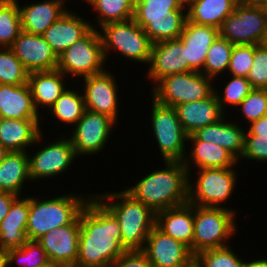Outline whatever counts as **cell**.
<instances>
[{
  "instance_id": "cell-47",
  "label": "cell",
  "mask_w": 267,
  "mask_h": 267,
  "mask_svg": "<svg viewBox=\"0 0 267 267\" xmlns=\"http://www.w3.org/2000/svg\"><path fill=\"white\" fill-rule=\"evenodd\" d=\"M248 129L249 130H246L245 134H253L267 138V115L250 123V127Z\"/></svg>"
},
{
  "instance_id": "cell-45",
  "label": "cell",
  "mask_w": 267,
  "mask_h": 267,
  "mask_svg": "<svg viewBox=\"0 0 267 267\" xmlns=\"http://www.w3.org/2000/svg\"><path fill=\"white\" fill-rule=\"evenodd\" d=\"M109 267H153L142 250H126Z\"/></svg>"
},
{
  "instance_id": "cell-4",
  "label": "cell",
  "mask_w": 267,
  "mask_h": 267,
  "mask_svg": "<svg viewBox=\"0 0 267 267\" xmlns=\"http://www.w3.org/2000/svg\"><path fill=\"white\" fill-rule=\"evenodd\" d=\"M82 195L71 192L47 200L29 196L27 239L37 240L55 228L72 224L88 200V195Z\"/></svg>"
},
{
  "instance_id": "cell-15",
  "label": "cell",
  "mask_w": 267,
  "mask_h": 267,
  "mask_svg": "<svg viewBox=\"0 0 267 267\" xmlns=\"http://www.w3.org/2000/svg\"><path fill=\"white\" fill-rule=\"evenodd\" d=\"M83 79L85 109L109 116L117 123L119 92L114 75L106 69Z\"/></svg>"
},
{
  "instance_id": "cell-51",
  "label": "cell",
  "mask_w": 267,
  "mask_h": 267,
  "mask_svg": "<svg viewBox=\"0 0 267 267\" xmlns=\"http://www.w3.org/2000/svg\"><path fill=\"white\" fill-rule=\"evenodd\" d=\"M9 152L10 151L0 143V163L6 158Z\"/></svg>"
},
{
  "instance_id": "cell-2",
  "label": "cell",
  "mask_w": 267,
  "mask_h": 267,
  "mask_svg": "<svg viewBox=\"0 0 267 267\" xmlns=\"http://www.w3.org/2000/svg\"><path fill=\"white\" fill-rule=\"evenodd\" d=\"M164 162L163 169L151 171L134 186L125 189L154 213L188 202V171L183 161Z\"/></svg>"
},
{
  "instance_id": "cell-5",
  "label": "cell",
  "mask_w": 267,
  "mask_h": 267,
  "mask_svg": "<svg viewBox=\"0 0 267 267\" xmlns=\"http://www.w3.org/2000/svg\"><path fill=\"white\" fill-rule=\"evenodd\" d=\"M183 0H136L133 20L152 43L178 39L187 21Z\"/></svg>"
},
{
  "instance_id": "cell-40",
  "label": "cell",
  "mask_w": 267,
  "mask_h": 267,
  "mask_svg": "<svg viewBox=\"0 0 267 267\" xmlns=\"http://www.w3.org/2000/svg\"><path fill=\"white\" fill-rule=\"evenodd\" d=\"M230 78L227 85L224 86V92L222 94L218 93L219 91L214 87V93L224 112H226L225 108L227 109V105L237 107L253 90L247 78L235 76H230Z\"/></svg>"
},
{
  "instance_id": "cell-54",
  "label": "cell",
  "mask_w": 267,
  "mask_h": 267,
  "mask_svg": "<svg viewBox=\"0 0 267 267\" xmlns=\"http://www.w3.org/2000/svg\"><path fill=\"white\" fill-rule=\"evenodd\" d=\"M262 45L267 48V32H266L265 40H264Z\"/></svg>"
},
{
  "instance_id": "cell-43",
  "label": "cell",
  "mask_w": 267,
  "mask_h": 267,
  "mask_svg": "<svg viewBox=\"0 0 267 267\" xmlns=\"http://www.w3.org/2000/svg\"><path fill=\"white\" fill-rule=\"evenodd\" d=\"M254 63L247 80L253 89H267V48L263 45H254Z\"/></svg>"
},
{
  "instance_id": "cell-29",
  "label": "cell",
  "mask_w": 267,
  "mask_h": 267,
  "mask_svg": "<svg viewBox=\"0 0 267 267\" xmlns=\"http://www.w3.org/2000/svg\"><path fill=\"white\" fill-rule=\"evenodd\" d=\"M29 214V197L19 196L11 205L9 213L0 222V247L13 249L27 241L26 228Z\"/></svg>"
},
{
  "instance_id": "cell-18",
  "label": "cell",
  "mask_w": 267,
  "mask_h": 267,
  "mask_svg": "<svg viewBox=\"0 0 267 267\" xmlns=\"http://www.w3.org/2000/svg\"><path fill=\"white\" fill-rule=\"evenodd\" d=\"M10 49L29 72L57 69L58 57L42 35L22 30Z\"/></svg>"
},
{
  "instance_id": "cell-53",
  "label": "cell",
  "mask_w": 267,
  "mask_h": 267,
  "mask_svg": "<svg viewBox=\"0 0 267 267\" xmlns=\"http://www.w3.org/2000/svg\"><path fill=\"white\" fill-rule=\"evenodd\" d=\"M187 267H200L196 262L195 260L190 264L188 265Z\"/></svg>"
},
{
  "instance_id": "cell-36",
  "label": "cell",
  "mask_w": 267,
  "mask_h": 267,
  "mask_svg": "<svg viewBox=\"0 0 267 267\" xmlns=\"http://www.w3.org/2000/svg\"><path fill=\"white\" fill-rule=\"evenodd\" d=\"M21 31L18 1L9 0L0 7V48H10Z\"/></svg>"
},
{
  "instance_id": "cell-10",
  "label": "cell",
  "mask_w": 267,
  "mask_h": 267,
  "mask_svg": "<svg viewBox=\"0 0 267 267\" xmlns=\"http://www.w3.org/2000/svg\"><path fill=\"white\" fill-rule=\"evenodd\" d=\"M105 62L100 32L93 28L61 54L57 69L65 76L84 78L105 71Z\"/></svg>"
},
{
  "instance_id": "cell-50",
  "label": "cell",
  "mask_w": 267,
  "mask_h": 267,
  "mask_svg": "<svg viewBox=\"0 0 267 267\" xmlns=\"http://www.w3.org/2000/svg\"><path fill=\"white\" fill-rule=\"evenodd\" d=\"M7 249L0 247V267H8Z\"/></svg>"
},
{
  "instance_id": "cell-13",
  "label": "cell",
  "mask_w": 267,
  "mask_h": 267,
  "mask_svg": "<svg viewBox=\"0 0 267 267\" xmlns=\"http://www.w3.org/2000/svg\"><path fill=\"white\" fill-rule=\"evenodd\" d=\"M114 125L117 123L109 116L85 110L69 138L77 157L101 152L108 143Z\"/></svg>"
},
{
  "instance_id": "cell-37",
  "label": "cell",
  "mask_w": 267,
  "mask_h": 267,
  "mask_svg": "<svg viewBox=\"0 0 267 267\" xmlns=\"http://www.w3.org/2000/svg\"><path fill=\"white\" fill-rule=\"evenodd\" d=\"M29 73L10 48H0V84H27Z\"/></svg>"
},
{
  "instance_id": "cell-12",
  "label": "cell",
  "mask_w": 267,
  "mask_h": 267,
  "mask_svg": "<svg viewBox=\"0 0 267 267\" xmlns=\"http://www.w3.org/2000/svg\"><path fill=\"white\" fill-rule=\"evenodd\" d=\"M151 126L163 161H183L188 135L180 124L174 107L158 103L152 98Z\"/></svg>"
},
{
  "instance_id": "cell-21",
  "label": "cell",
  "mask_w": 267,
  "mask_h": 267,
  "mask_svg": "<svg viewBox=\"0 0 267 267\" xmlns=\"http://www.w3.org/2000/svg\"><path fill=\"white\" fill-rule=\"evenodd\" d=\"M79 14L69 9L61 15L43 34L45 41L51 46L59 58L71 45L85 37L93 28L90 21L83 20Z\"/></svg>"
},
{
  "instance_id": "cell-31",
  "label": "cell",
  "mask_w": 267,
  "mask_h": 267,
  "mask_svg": "<svg viewBox=\"0 0 267 267\" xmlns=\"http://www.w3.org/2000/svg\"><path fill=\"white\" fill-rule=\"evenodd\" d=\"M237 4V0H190L186 4L187 21L220 29Z\"/></svg>"
},
{
  "instance_id": "cell-44",
  "label": "cell",
  "mask_w": 267,
  "mask_h": 267,
  "mask_svg": "<svg viewBox=\"0 0 267 267\" xmlns=\"http://www.w3.org/2000/svg\"><path fill=\"white\" fill-rule=\"evenodd\" d=\"M267 162V138L245 134L244 152L241 159Z\"/></svg>"
},
{
  "instance_id": "cell-9",
  "label": "cell",
  "mask_w": 267,
  "mask_h": 267,
  "mask_svg": "<svg viewBox=\"0 0 267 267\" xmlns=\"http://www.w3.org/2000/svg\"><path fill=\"white\" fill-rule=\"evenodd\" d=\"M234 169H198L195 183L188 176V203L202 207H224L222 205L229 200L237 185L238 172Z\"/></svg>"
},
{
  "instance_id": "cell-35",
  "label": "cell",
  "mask_w": 267,
  "mask_h": 267,
  "mask_svg": "<svg viewBox=\"0 0 267 267\" xmlns=\"http://www.w3.org/2000/svg\"><path fill=\"white\" fill-rule=\"evenodd\" d=\"M233 47L234 44L219 35L210 45L201 73L213 80L225 74L223 71L228 70Z\"/></svg>"
},
{
  "instance_id": "cell-56",
  "label": "cell",
  "mask_w": 267,
  "mask_h": 267,
  "mask_svg": "<svg viewBox=\"0 0 267 267\" xmlns=\"http://www.w3.org/2000/svg\"><path fill=\"white\" fill-rule=\"evenodd\" d=\"M185 2V4H187L190 0H183Z\"/></svg>"
},
{
  "instance_id": "cell-22",
  "label": "cell",
  "mask_w": 267,
  "mask_h": 267,
  "mask_svg": "<svg viewBox=\"0 0 267 267\" xmlns=\"http://www.w3.org/2000/svg\"><path fill=\"white\" fill-rule=\"evenodd\" d=\"M174 108L187 135L193 134L199 128L217 123L227 116L221 109L215 93L206 99L179 104Z\"/></svg>"
},
{
  "instance_id": "cell-23",
  "label": "cell",
  "mask_w": 267,
  "mask_h": 267,
  "mask_svg": "<svg viewBox=\"0 0 267 267\" xmlns=\"http://www.w3.org/2000/svg\"><path fill=\"white\" fill-rule=\"evenodd\" d=\"M39 120L0 118V143L9 151H28L44 136Z\"/></svg>"
},
{
  "instance_id": "cell-14",
  "label": "cell",
  "mask_w": 267,
  "mask_h": 267,
  "mask_svg": "<svg viewBox=\"0 0 267 267\" xmlns=\"http://www.w3.org/2000/svg\"><path fill=\"white\" fill-rule=\"evenodd\" d=\"M55 142L48 143L45 147H40L38 152L28 155L29 176L31 181L55 177L68 170L72 162L76 159V153L72 142L65 135Z\"/></svg>"
},
{
  "instance_id": "cell-39",
  "label": "cell",
  "mask_w": 267,
  "mask_h": 267,
  "mask_svg": "<svg viewBox=\"0 0 267 267\" xmlns=\"http://www.w3.org/2000/svg\"><path fill=\"white\" fill-rule=\"evenodd\" d=\"M231 246L208 249L195 256L200 267H245V260L233 252Z\"/></svg>"
},
{
  "instance_id": "cell-24",
  "label": "cell",
  "mask_w": 267,
  "mask_h": 267,
  "mask_svg": "<svg viewBox=\"0 0 267 267\" xmlns=\"http://www.w3.org/2000/svg\"><path fill=\"white\" fill-rule=\"evenodd\" d=\"M155 226L164 234L184 243L192 252L194 205L187 202L156 213Z\"/></svg>"
},
{
  "instance_id": "cell-46",
  "label": "cell",
  "mask_w": 267,
  "mask_h": 267,
  "mask_svg": "<svg viewBox=\"0 0 267 267\" xmlns=\"http://www.w3.org/2000/svg\"><path fill=\"white\" fill-rule=\"evenodd\" d=\"M19 196L11 192H2L0 191V222L6 217L9 213L12 203Z\"/></svg>"
},
{
  "instance_id": "cell-49",
  "label": "cell",
  "mask_w": 267,
  "mask_h": 267,
  "mask_svg": "<svg viewBox=\"0 0 267 267\" xmlns=\"http://www.w3.org/2000/svg\"><path fill=\"white\" fill-rule=\"evenodd\" d=\"M245 267H267V259L262 258V259H255V260H250V262H247L246 260V264Z\"/></svg>"
},
{
  "instance_id": "cell-26",
  "label": "cell",
  "mask_w": 267,
  "mask_h": 267,
  "mask_svg": "<svg viewBox=\"0 0 267 267\" xmlns=\"http://www.w3.org/2000/svg\"><path fill=\"white\" fill-rule=\"evenodd\" d=\"M18 7L23 31L42 35L68 9L63 0H45Z\"/></svg>"
},
{
  "instance_id": "cell-3",
  "label": "cell",
  "mask_w": 267,
  "mask_h": 267,
  "mask_svg": "<svg viewBox=\"0 0 267 267\" xmlns=\"http://www.w3.org/2000/svg\"><path fill=\"white\" fill-rule=\"evenodd\" d=\"M94 195L117 218L123 247L126 250H142L155 227L156 213L126 190Z\"/></svg>"
},
{
  "instance_id": "cell-16",
  "label": "cell",
  "mask_w": 267,
  "mask_h": 267,
  "mask_svg": "<svg viewBox=\"0 0 267 267\" xmlns=\"http://www.w3.org/2000/svg\"><path fill=\"white\" fill-rule=\"evenodd\" d=\"M142 251L153 267H187L195 260L188 246L156 226L149 233Z\"/></svg>"
},
{
  "instance_id": "cell-25",
  "label": "cell",
  "mask_w": 267,
  "mask_h": 267,
  "mask_svg": "<svg viewBox=\"0 0 267 267\" xmlns=\"http://www.w3.org/2000/svg\"><path fill=\"white\" fill-rule=\"evenodd\" d=\"M188 141L192 144L191 152L189 156L186 152L183 160L188 176L191 175L190 168H192V165L197 169L232 168L238 163V160L229 151L217 144L197 140L192 134L188 135Z\"/></svg>"
},
{
  "instance_id": "cell-38",
  "label": "cell",
  "mask_w": 267,
  "mask_h": 267,
  "mask_svg": "<svg viewBox=\"0 0 267 267\" xmlns=\"http://www.w3.org/2000/svg\"><path fill=\"white\" fill-rule=\"evenodd\" d=\"M7 262L8 267L14 262L21 267H41L46 265L49 260L37 240H28L23 246L7 251Z\"/></svg>"
},
{
  "instance_id": "cell-27",
  "label": "cell",
  "mask_w": 267,
  "mask_h": 267,
  "mask_svg": "<svg viewBox=\"0 0 267 267\" xmlns=\"http://www.w3.org/2000/svg\"><path fill=\"white\" fill-rule=\"evenodd\" d=\"M29 84H0V118L40 119Z\"/></svg>"
},
{
  "instance_id": "cell-48",
  "label": "cell",
  "mask_w": 267,
  "mask_h": 267,
  "mask_svg": "<svg viewBox=\"0 0 267 267\" xmlns=\"http://www.w3.org/2000/svg\"><path fill=\"white\" fill-rule=\"evenodd\" d=\"M237 2L248 6L266 7V0H237Z\"/></svg>"
},
{
  "instance_id": "cell-57",
  "label": "cell",
  "mask_w": 267,
  "mask_h": 267,
  "mask_svg": "<svg viewBox=\"0 0 267 267\" xmlns=\"http://www.w3.org/2000/svg\"><path fill=\"white\" fill-rule=\"evenodd\" d=\"M63 1L65 2L66 0H63ZM83 1H85V2H87V3H88L90 0H83Z\"/></svg>"
},
{
  "instance_id": "cell-11",
  "label": "cell",
  "mask_w": 267,
  "mask_h": 267,
  "mask_svg": "<svg viewBox=\"0 0 267 267\" xmlns=\"http://www.w3.org/2000/svg\"><path fill=\"white\" fill-rule=\"evenodd\" d=\"M266 32L267 8L240 3L219 29V35L234 45H262Z\"/></svg>"
},
{
  "instance_id": "cell-55",
  "label": "cell",
  "mask_w": 267,
  "mask_h": 267,
  "mask_svg": "<svg viewBox=\"0 0 267 267\" xmlns=\"http://www.w3.org/2000/svg\"><path fill=\"white\" fill-rule=\"evenodd\" d=\"M9 0H0V7H2L6 2H8Z\"/></svg>"
},
{
  "instance_id": "cell-30",
  "label": "cell",
  "mask_w": 267,
  "mask_h": 267,
  "mask_svg": "<svg viewBox=\"0 0 267 267\" xmlns=\"http://www.w3.org/2000/svg\"><path fill=\"white\" fill-rule=\"evenodd\" d=\"M64 77L66 78L58 69L29 73L28 84L32 92L34 106L39 113H41L38 110L40 107L48 111L67 89Z\"/></svg>"
},
{
  "instance_id": "cell-17",
  "label": "cell",
  "mask_w": 267,
  "mask_h": 267,
  "mask_svg": "<svg viewBox=\"0 0 267 267\" xmlns=\"http://www.w3.org/2000/svg\"><path fill=\"white\" fill-rule=\"evenodd\" d=\"M80 219L70 225L55 228L37 239L49 262L75 267L78 255Z\"/></svg>"
},
{
  "instance_id": "cell-32",
  "label": "cell",
  "mask_w": 267,
  "mask_h": 267,
  "mask_svg": "<svg viewBox=\"0 0 267 267\" xmlns=\"http://www.w3.org/2000/svg\"><path fill=\"white\" fill-rule=\"evenodd\" d=\"M29 180L27 151H10L0 163V191L22 196L23 185Z\"/></svg>"
},
{
  "instance_id": "cell-34",
  "label": "cell",
  "mask_w": 267,
  "mask_h": 267,
  "mask_svg": "<svg viewBox=\"0 0 267 267\" xmlns=\"http://www.w3.org/2000/svg\"><path fill=\"white\" fill-rule=\"evenodd\" d=\"M87 4L98 13L96 22L100 28L107 23L133 19L136 0H90Z\"/></svg>"
},
{
  "instance_id": "cell-7",
  "label": "cell",
  "mask_w": 267,
  "mask_h": 267,
  "mask_svg": "<svg viewBox=\"0 0 267 267\" xmlns=\"http://www.w3.org/2000/svg\"><path fill=\"white\" fill-rule=\"evenodd\" d=\"M100 28L106 60L108 53L111 54L110 51L113 50L129 60L149 64L153 43L143 28L133 19L107 23Z\"/></svg>"
},
{
  "instance_id": "cell-41",
  "label": "cell",
  "mask_w": 267,
  "mask_h": 267,
  "mask_svg": "<svg viewBox=\"0 0 267 267\" xmlns=\"http://www.w3.org/2000/svg\"><path fill=\"white\" fill-rule=\"evenodd\" d=\"M237 108L248 120L247 123L267 115V89H253Z\"/></svg>"
},
{
  "instance_id": "cell-42",
  "label": "cell",
  "mask_w": 267,
  "mask_h": 267,
  "mask_svg": "<svg viewBox=\"0 0 267 267\" xmlns=\"http://www.w3.org/2000/svg\"><path fill=\"white\" fill-rule=\"evenodd\" d=\"M253 56L254 45H234L227 70L229 71V75L247 78L254 63Z\"/></svg>"
},
{
  "instance_id": "cell-20",
  "label": "cell",
  "mask_w": 267,
  "mask_h": 267,
  "mask_svg": "<svg viewBox=\"0 0 267 267\" xmlns=\"http://www.w3.org/2000/svg\"><path fill=\"white\" fill-rule=\"evenodd\" d=\"M219 36V29L186 21L178 39L185 47V72L203 71L210 45Z\"/></svg>"
},
{
  "instance_id": "cell-52",
  "label": "cell",
  "mask_w": 267,
  "mask_h": 267,
  "mask_svg": "<svg viewBox=\"0 0 267 267\" xmlns=\"http://www.w3.org/2000/svg\"><path fill=\"white\" fill-rule=\"evenodd\" d=\"M41 267H64V266L53 263V262H48L46 265L41 266Z\"/></svg>"
},
{
  "instance_id": "cell-6",
  "label": "cell",
  "mask_w": 267,
  "mask_h": 267,
  "mask_svg": "<svg viewBox=\"0 0 267 267\" xmlns=\"http://www.w3.org/2000/svg\"><path fill=\"white\" fill-rule=\"evenodd\" d=\"M226 207H202L194 205V234L192 254L228 246L227 241L235 235L236 215Z\"/></svg>"
},
{
  "instance_id": "cell-8",
  "label": "cell",
  "mask_w": 267,
  "mask_h": 267,
  "mask_svg": "<svg viewBox=\"0 0 267 267\" xmlns=\"http://www.w3.org/2000/svg\"><path fill=\"white\" fill-rule=\"evenodd\" d=\"M212 81L197 71L169 75L152 87V98L169 107L206 99L214 93Z\"/></svg>"
},
{
  "instance_id": "cell-1",
  "label": "cell",
  "mask_w": 267,
  "mask_h": 267,
  "mask_svg": "<svg viewBox=\"0 0 267 267\" xmlns=\"http://www.w3.org/2000/svg\"><path fill=\"white\" fill-rule=\"evenodd\" d=\"M79 219L75 267H109L126 251L117 218L94 194L88 198Z\"/></svg>"
},
{
  "instance_id": "cell-33",
  "label": "cell",
  "mask_w": 267,
  "mask_h": 267,
  "mask_svg": "<svg viewBox=\"0 0 267 267\" xmlns=\"http://www.w3.org/2000/svg\"><path fill=\"white\" fill-rule=\"evenodd\" d=\"M78 90L66 89L48 110L57 121L75 125L83 116L84 96Z\"/></svg>"
},
{
  "instance_id": "cell-28",
  "label": "cell",
  "mask_w": 267,
  "mask_h": 267,
  "mask_svg": "<svg viewBox=\"0 0 267 267\" xmlns=\"http://www.w3.org/2000/svg\"><path fill=\"white\" fill-rule=\"evenodd\" d=\"M245 130L239 124L228 122L224 117L217 123L199 128L192 135L197 140L223 147L239 161L244 152Z\"/></svg>"
},
{
  "instance_id": "cell-19",
  "label": "cell",
  "mask_w": 267,
  "mask_h": 267,
  "mask_svg": "<svg viewBox=\"0 0 267 267\" xmlns=\"http://www.w3.org/2000/svg\"><path fill=\"white\" fill-rule=\"evenodd\" d=\"M147 71L153 87L164 77L185 72V47L179 39L163 40L152 44Z\"/></svg>"
}]
</instances>
